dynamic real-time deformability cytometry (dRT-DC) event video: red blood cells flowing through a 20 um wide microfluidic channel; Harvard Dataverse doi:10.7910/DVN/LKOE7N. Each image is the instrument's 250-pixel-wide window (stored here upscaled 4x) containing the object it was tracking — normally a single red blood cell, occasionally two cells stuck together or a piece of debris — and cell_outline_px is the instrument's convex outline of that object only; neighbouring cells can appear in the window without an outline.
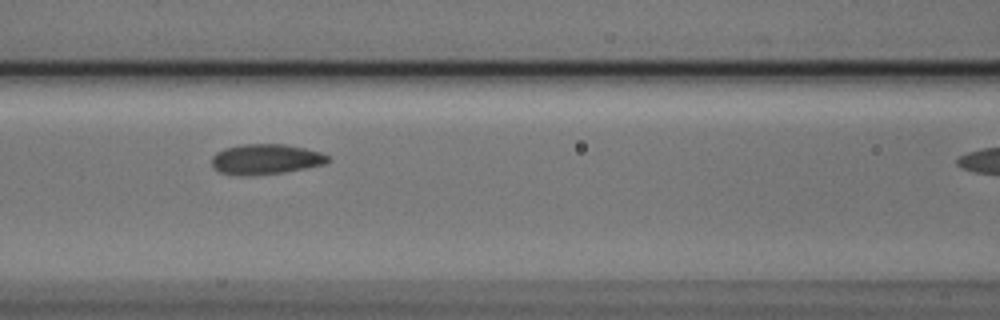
{"species": "Egyptian fruit bat (a non-hibernating species)", "species_latin": "Rousettus aegyptiacus", "temperature_condition": "cold", "stored_images_in_passage": 9, "camera_frame_rate_fps": 3000, "um_per_image_px": 0.085, "animal": {"sex": "male"}, "frame": {"image": 1, "passage_image": 8, "time_ms": 2.333, "image_size_px": [1000, 320], "cell_outline_px": [[332, 160], [324, 164], [284, 172], [248, 176], [244, 176], [220, 172], [212, 168], [212, 156], [216, 152], [224, 148], [240, 144], [284, 144], [304, 148], [320, 152], [328, 156]], "centroid_in_image_um": [22.55, 13.53], "position_along_channel_um": 144.0, "area_um2": 20.58}}